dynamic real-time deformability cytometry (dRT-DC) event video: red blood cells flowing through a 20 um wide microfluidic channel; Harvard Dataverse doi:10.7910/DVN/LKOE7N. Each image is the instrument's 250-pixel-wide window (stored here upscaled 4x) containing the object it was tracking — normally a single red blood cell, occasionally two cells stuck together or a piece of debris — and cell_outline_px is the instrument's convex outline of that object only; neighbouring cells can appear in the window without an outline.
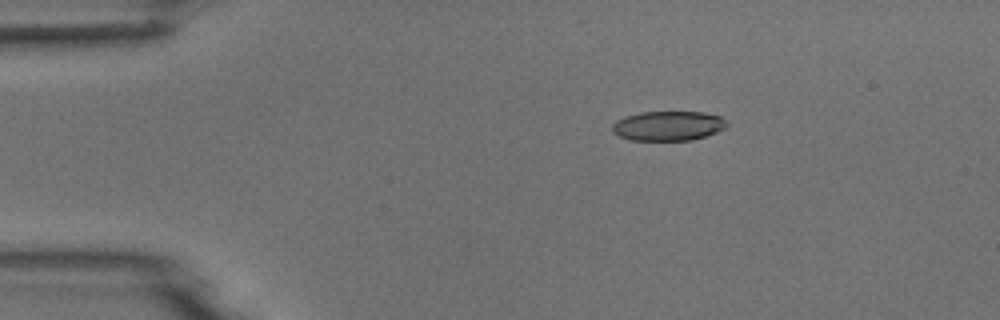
{"species": "common noctule bat (a hibernating species)", "species_latin": "Nyctalus noctula", "temperature_condition": "room temperature", "stored_images_in_passage": 4, "camera_frame_rate_fps": 3000, "um_per_image_px": 0.085, "animal": {"sex": "male", "body_mass_g": 18.8}, "frame": {"image": 1, "passage_image": 3, "time_ms": 0.667, "image_size_px": [1000, 320], "cell_outline_px": [[728, 124], [724, 128], [716, 132], [704, 136], [688, 140], [628, 140], [612, 132], [612, 124], [616, 120], [624, 116], [640, 112], [704, 112], [720, 116]], "centroid_in_image_um": [56.74, 10.69], "position_along_channel_um": 28.3, "area_um2": 19.71}}